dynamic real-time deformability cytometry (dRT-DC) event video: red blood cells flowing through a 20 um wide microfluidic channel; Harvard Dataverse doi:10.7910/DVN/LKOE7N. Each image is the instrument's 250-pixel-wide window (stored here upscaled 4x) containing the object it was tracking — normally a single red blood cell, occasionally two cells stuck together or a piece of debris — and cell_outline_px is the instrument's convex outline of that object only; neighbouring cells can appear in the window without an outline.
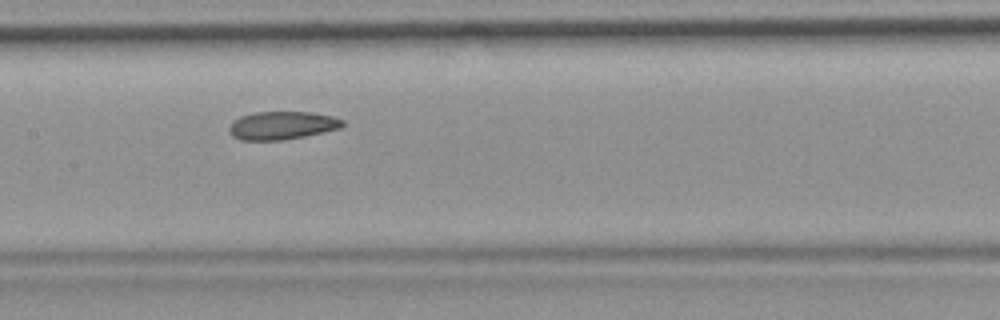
{"species": "common noctule bat (a hibernating species)", "species_latin": "Nyctalus noctula", "temperature_condition": "room temperature", "stored_images_in_passage": 48, "camera_frame_rate_fps": 3000, "um_per_image_px": 0.085, "animal": {"sex": "female", "body_mass_g": 19.9}, "frame": {"image": 1, "passage_image": 21, "time_ms": 6.667, "image_size_px": [1000, 320], "cell_outline_px": [[344, 124], [340, 128], [304, 136], [280, 140], [240, 140], [232, 136], [228, 128], [232, 120], [240, 116], [252, 112], [312, 112], [332, 116], [344, 120]], "centroid_in_image_um": [23.93, 10.65], "position_along_channel_um": 183.5, "area_um2": 18.61}}
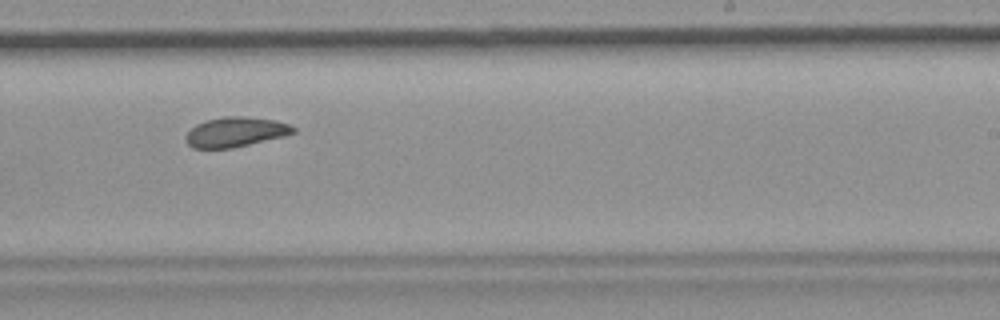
{"frame": {"image": 2, "passage_image": 28, "time_ms": 9.0, "image_size_px": [1000, 320], "cell_outline_px": [[296, 132], [284, 136], [232, 148], [192, 148], [184, 140], [184, 136], [196, 124], [208, 120], [224, 116], [244, 116], [276, 120], [292, 124], [296, 128]], "centroid_in_image_um": [20.04, 11.21], "position_along_channel_um": 269.0, "area_um2": 18.79}, "authors_computed_cell_mechanics": {"area_um2": 19.652, "velocity_mm_per_s": 3.6886, "shape_relaxation_time_tau1_ms": null, "shape_relaxation_time_tau2_ms": 2.755, "deformation_change_tau1": null, "deformation_change_tau2": 0.0805}}